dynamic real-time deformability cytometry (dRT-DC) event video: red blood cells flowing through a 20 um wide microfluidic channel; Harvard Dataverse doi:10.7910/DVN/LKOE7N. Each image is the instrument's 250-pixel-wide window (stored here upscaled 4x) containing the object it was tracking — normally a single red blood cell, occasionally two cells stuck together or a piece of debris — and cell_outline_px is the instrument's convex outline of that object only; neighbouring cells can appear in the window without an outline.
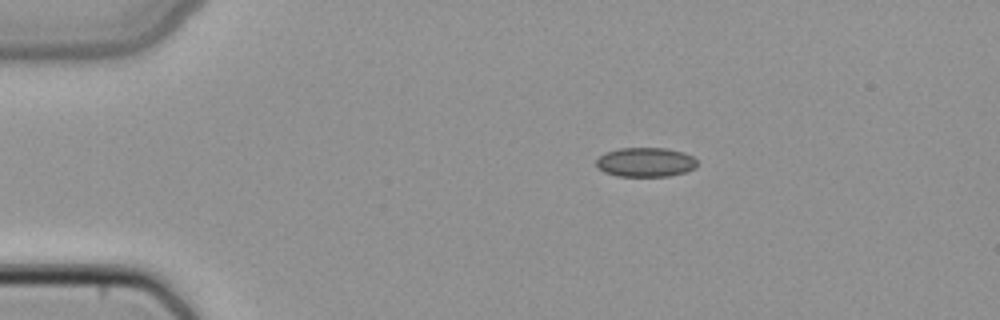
{"species": "common noctule bat (a hibernating species)", "species_latin": "Nyctalus noctula", "temperature_condition": "cold", "stored_images_in_passage": 3, "camera_frame_rate_fps": 3000, "um_per_image_px": 0.085, "animal": {"sex": "female", "body_mass_g": 22.7, "forearm_length_mm": 54.2}, "frame": {"image": 1, "passage_image": 1, "time_ms": 0.0, "image_size_px": [1000, 320], "cell_outline_px": [[696, 168], [684, 172], [668, 176], [616, 176], [604, 172], [596, 168], [596, 160], [604, 152], [620, 148], [668, 148], [684, 152], [692, 156], [696, 160]], "centroid_in_image_um": [54.84, 13.78], "position_along_channel_um": 30.2, "area_um2": 17.4}}
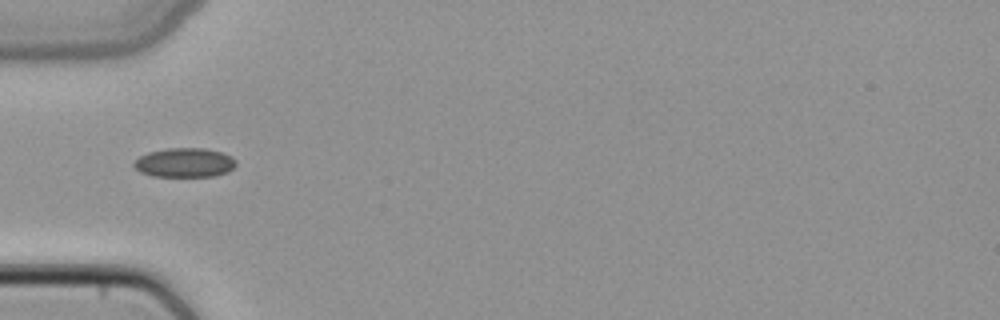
{"frame": {"image": 2, "passage_image": 3, "time_ms": 0.667, "image_size_px": [1000, 320], "cell_outline_px": [[236, 164], [228, 172], [216, 176], [152, 176], [140, 172], [132, 164], [140, 156], [148, 152], [168, 148], [204, 148], [220, 152], [232, 156], [236, 160]], "centroid_in_image_um": [15.7, 13.82], "position_along_channel_um": 69.3, "area_um2": 17.4}}